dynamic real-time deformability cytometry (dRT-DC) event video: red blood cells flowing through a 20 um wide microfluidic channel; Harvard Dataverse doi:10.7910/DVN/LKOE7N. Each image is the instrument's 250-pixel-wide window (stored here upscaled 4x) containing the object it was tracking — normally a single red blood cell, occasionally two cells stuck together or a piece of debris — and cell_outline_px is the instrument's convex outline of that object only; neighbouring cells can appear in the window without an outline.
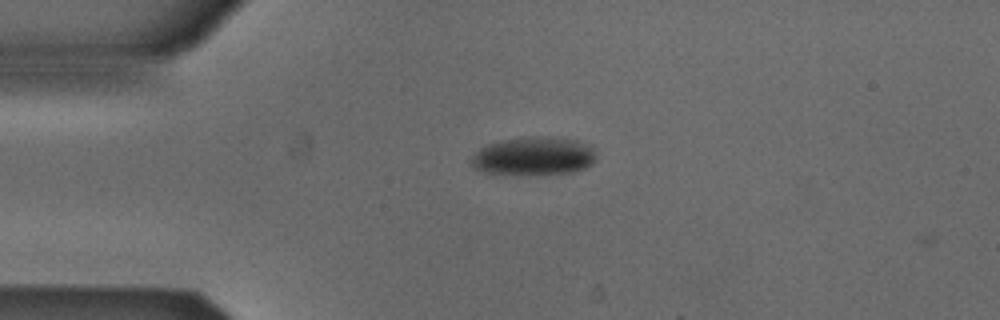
{"species": "Egyptian fruit bat (a non-hibernating species)", "species_latin": "Rousettus aegyptiacus", "temperature_condition": "cold", "stored_images_in_passage": 3, "camera_frame_rate_fps": 3000, "um_per_image_px": 0.085, "animal": {"sex": "male"}, "frame": {"image": 1, "passage_image": 2, "time_ms": 0.333, "image_size_px": [1000, 320], "cell_outline_px": [[596, 160], [592, 164], [584, 168], [572, 172], [488, 172], [472, 168], [472, 156], [480, 148], [488, 144], [508, 140], [576, 140], [592, 148], [596, 152]], "centroid_in_image_um": [45.38, 13.3], "position_along_channel_um": 39.6, "area_um2": 25.55}}